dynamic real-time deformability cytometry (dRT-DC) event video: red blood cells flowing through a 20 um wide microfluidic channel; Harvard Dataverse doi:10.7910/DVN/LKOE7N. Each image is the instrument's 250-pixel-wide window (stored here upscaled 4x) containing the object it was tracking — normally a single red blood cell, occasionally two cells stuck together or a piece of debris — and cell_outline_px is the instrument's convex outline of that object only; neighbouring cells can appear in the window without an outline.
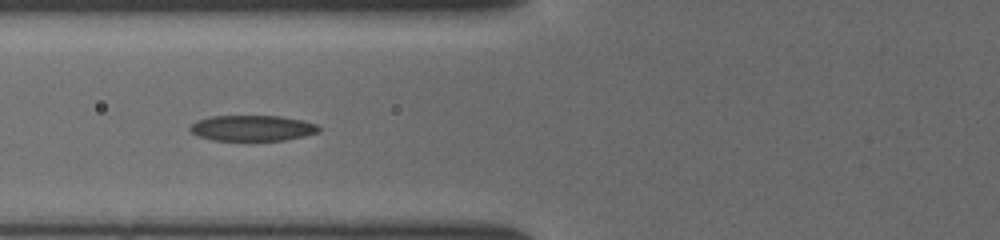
{"species": "common noctule bat (a hibernating species)", "species_latin": "Nyctalus noctula", "temperature_condition": "cold", "stored_images_in_passage": 27, "camera_frame_rate_fps": 3000, "um_per_image_px": 0.085, "animal": {"sex": "female", "body_mass_g": 19.5, "forearm_length_mm": 54.1}, "frame": {"image": 1, "passage_image": 7, "time_ms": 6.0, "image_size_px": [1000, 240], "cell_outline_px": [[320, 132], [304, 136], [284, 140], [252, 144], [244, 144], [212, 140], [196, 136], [188, 128], [196, 120], [208, 116], [280, 116], [304, 120], [316, 124], [320, 128]], "centroid_in_image_um": [21.41, 10.95], "position_along_channel_um": 104.4, "area_um2": 20.58}}
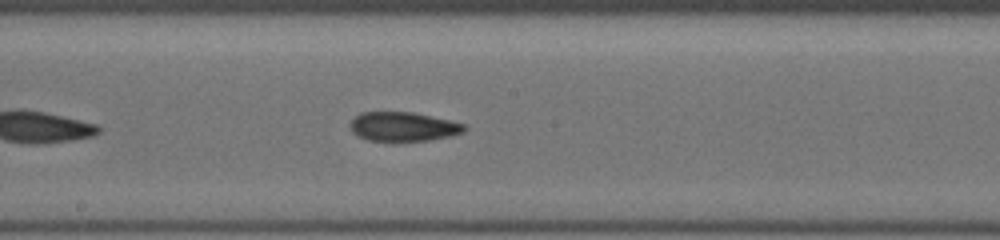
{"frame": {"image": 2, "passage_image": 13, "time_ms": 8.667, "image_size_px": [1000, 240], "cell_outline_px": [[468, 128], [464, 132], [448, 136], [428, 140], [396, 144], [392, 144], [368, 140], [352, 132], [348, 124], [360, 112], [412, 112], [468, 124]], "centroid_in_image_um": [34.26, 10.8], "position_along_channel_um": 213.9, "area_um2": 20.17}}
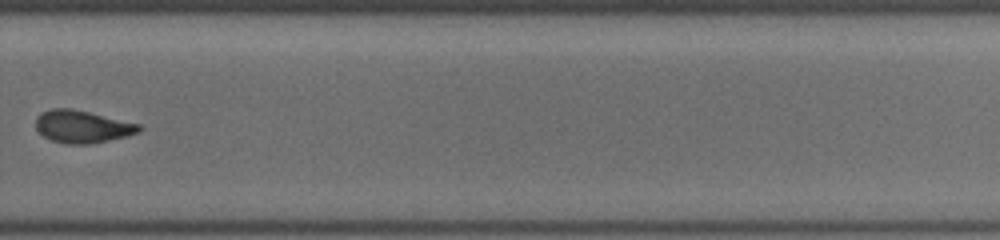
{"frame": {"image": 3, "passage_image": 19, "time_ms": 11.333, "image_size_px": [1000, 240], "cell_outline_px": [[144, 128], [140, 132], [108, 140], [88, 144], [68, 144], [52, 140], [44, 136], [36, 128], [36, 116], [40, 112], [52, 108], [72, 108], [144, 124]], "centroid_in_image_um": [7.04, 10.74], "position_along_channel_um": 322.8, "area_um2": 19.77}}